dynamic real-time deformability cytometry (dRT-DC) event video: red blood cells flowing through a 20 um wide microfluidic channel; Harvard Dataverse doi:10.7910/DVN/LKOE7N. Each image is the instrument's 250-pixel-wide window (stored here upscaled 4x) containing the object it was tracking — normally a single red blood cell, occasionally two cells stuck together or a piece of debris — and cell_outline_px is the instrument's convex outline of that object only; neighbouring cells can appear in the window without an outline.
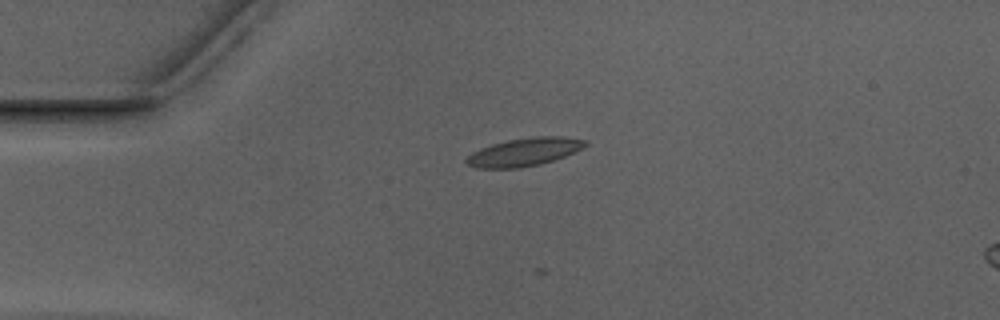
{"species": "Egyptian fruit bat (a non-hibernating species)", "species_latin": "Rousettus aegyptiacus", "temperature_condition": "warm", "stored_images_in_passage": 41, "camera_frame_rate_fps": 3000, "um_per_image_px": 0.085, "animal": {"sex": "male"}, "frame": {"image": 1, "passage_image": 1, "time_ms": 0.0, "image_size_px": [1000, 320], "cell_outline_px": [[588, 144], [564, 156], [540, 164], [516, 168], [476, 168], [468, 164], [464, 160], [472, 152], [480, 148], [492, 144], [508, 140], [532, 136], [560, 136], [588, 140]], "centroid_in_image_um": [44.53, 12.91], "position_along_channel_um": 40.5, "area_um2": 19.25}}
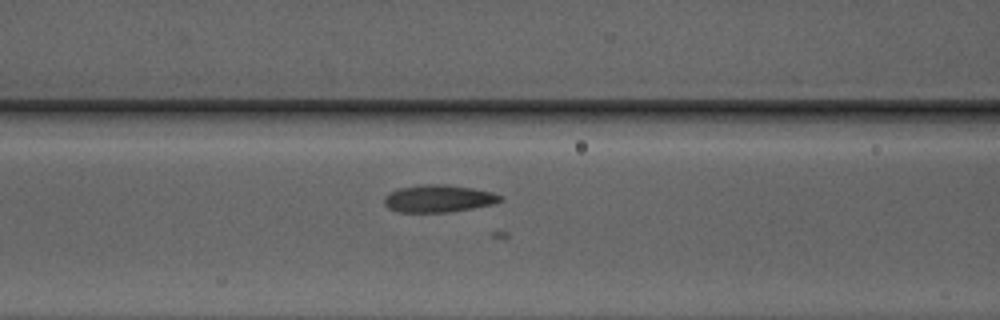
{"frame": {"image": 2, "passage_image": 10, "time_ms": 3.0, "image_size_px": [1000, 320], "cell_outline_px": [[504, 200], [492, 204], [472, 208], [448, 212], [400, 212], [388, 208], [384, 204], [384, 196], [396, 188], [424, 184], [444, 184], [472, 188], [492, 192], [500, 196]], "centroid_in_image_um": [37.23, 16.87], "position_along_channel_um": 129.4, "area_um2": 18.5}}
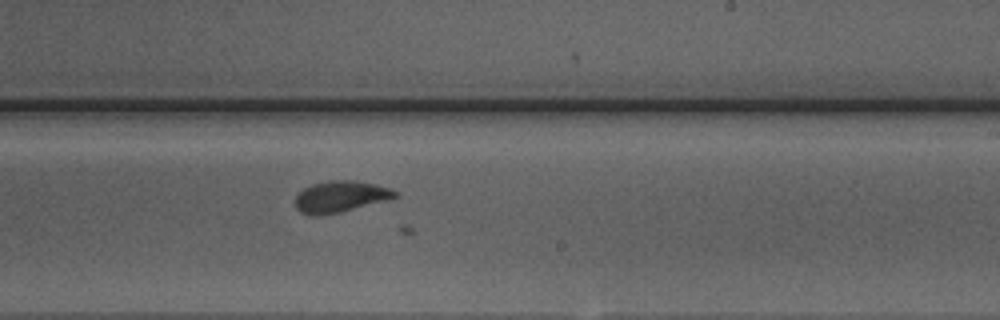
{"frame": {"image": 3, "passage_image": 20, "time_ms": 6.333, "image_size_px": [1000, 320], "cell_outline_px": [[400, 196], [392, 200], [340, 212], [320, 216], [312, 216], [300, 212], [296, 208], [296, 196], [304, 188], [312, 184], [332, 180], [356, 180], [392, 188]], "centroid_in_image_um": [29.0, 16.72], "position_along_channel_um": 260.0, "area_um2": 18.55}}